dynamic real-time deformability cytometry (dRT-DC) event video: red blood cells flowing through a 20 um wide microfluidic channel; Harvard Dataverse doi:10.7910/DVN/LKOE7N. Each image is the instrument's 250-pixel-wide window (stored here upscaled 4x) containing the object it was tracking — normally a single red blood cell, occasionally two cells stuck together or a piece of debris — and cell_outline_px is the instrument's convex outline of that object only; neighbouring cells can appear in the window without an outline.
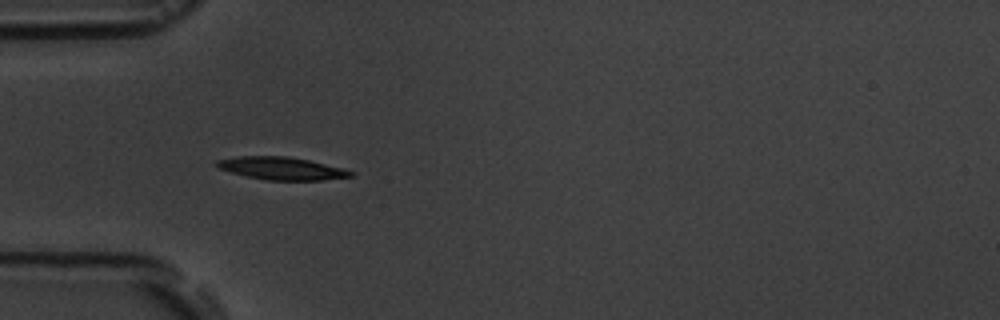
{"species": "common noctule bat (a hibernating species)", "species_latin": "Nyctalus noctula", "temperature_condition": "room temperature", "stored_images_in_passage": 6, "camera_frame_rate_fps": 3000, "um_per_image_px": 0.085, "animal": {"sex": "male", "body_mass_g": 19.5, "forearm_length_mm": 54.6}, "frame": {"image": 1, "passage_image": 5, "time_ms": 4.667, "image_size_px": [1000, 320], "cell_outline_px": [[356, 176], [320, 180], [268, 180], [248, 176], [232, 172], [220, 168], [216, 164], [216, 160], [236, 156], [288, 156], [308, 160], [344, 168], [356, 172]], "centroid_in_image_um": [24.01, 14.31], "position_along_channel_um": 61.0, "area_um2": 17.63}}
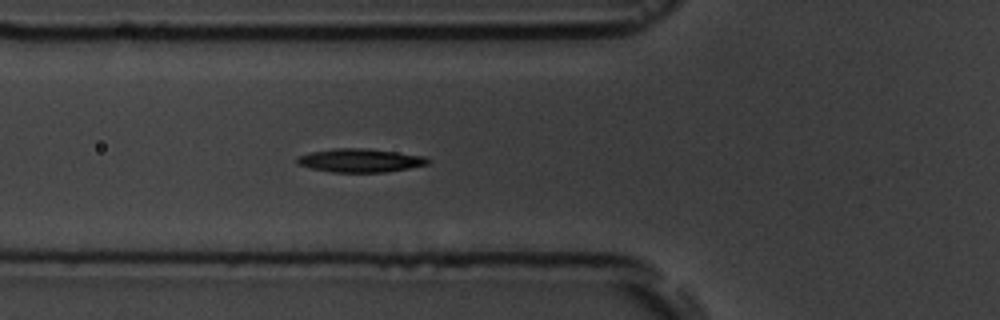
{"frame": {"image": 2, "passage_image": 6, "time_ms": 5.667, "image_size_px": [1000, 320], "cell_outline_px": [[432, 160], [428, 164], [408, 168], [384, 172], [332, 172], [312, 168], [296, 164], [296, 156], [312, 152], [336, 148], [368, 148], [424, 156]], "centroid_in_image_um": [30.6, 13.63], "position_along_channel_um": 95.2, "area_um2": 17.86}}